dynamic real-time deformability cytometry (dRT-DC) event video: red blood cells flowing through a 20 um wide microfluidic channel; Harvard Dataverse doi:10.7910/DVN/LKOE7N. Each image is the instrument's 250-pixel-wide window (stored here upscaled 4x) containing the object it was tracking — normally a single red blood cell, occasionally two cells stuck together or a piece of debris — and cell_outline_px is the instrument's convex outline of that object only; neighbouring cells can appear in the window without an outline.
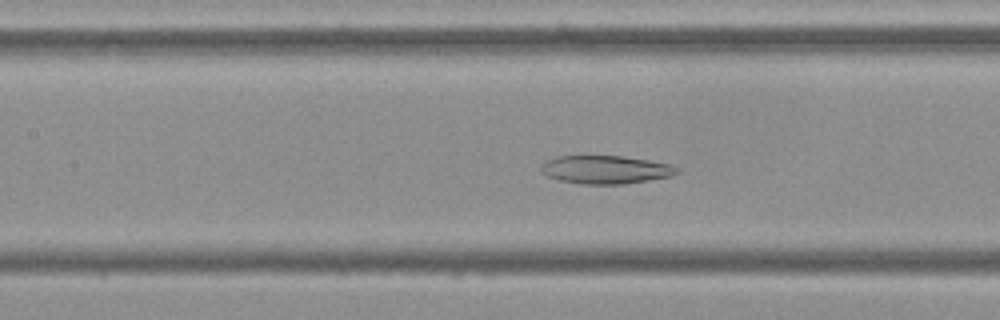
{"species": "Egyptian fruit bat (a non-hibernating species)", "species_latin": "Rousettus aegyptiacus", "temperature_condition": "cold", "stored_images_in_passage": 42, "camera_frame_rate_fps": 3000, "um_per_image_px": 0.085, "frame": {"image": 1, "passage_image": 12, "time_ms": 3.667, "image_size_px": [1000, 320], "cell_outline_px": [[680, 172], [672, 176], [624, 184], [580, 184], [560, 180], [548, 176], [540, 168], [540, 164], [544, 160], [556, 156], [624, 156], [672, 164], [680, 168]], "centroid_in_image_um": [51.5, 14.41], "position_along_channel_um": 155.9, "area_um2": 22.54}}
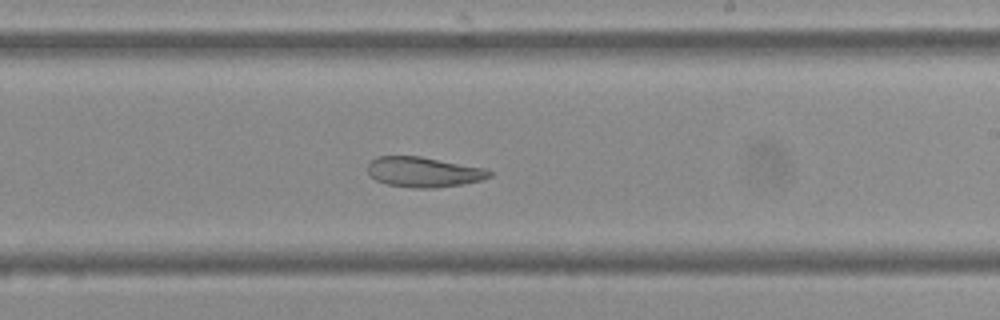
{"frame": {"image": 2, "passage_image": 20, "time_ms": 6.333, "image_size_px": [1000, 320], "cell_outline_px": [[492, 176], [480, 180], [460, 184], [432, 188], [416, 188], [384, 184], [376, 180], [368, 172], [368, 164], [376, 156], [420, 156], [484, 168], [492, 172]], "centroid_in_image_um": [35.98, 14.62], "position_along_channel_um": 253.0, "area_um2": 21.21}}
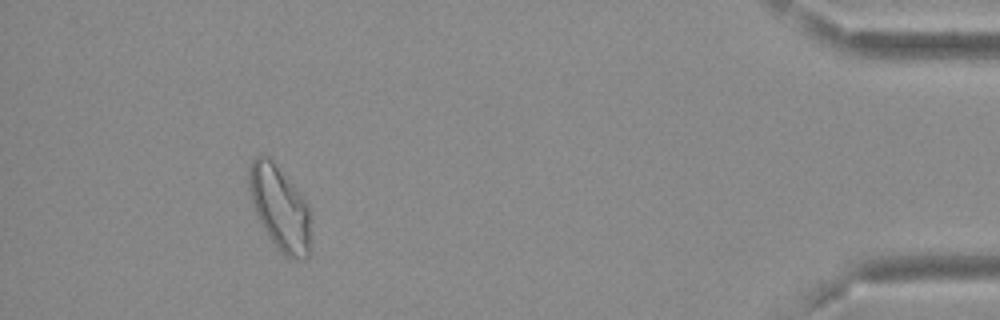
{"frame": {"image": 3, "passage_image": 38, "time_ms": 12.333, "image_size_px": [1000, 320], "cell_outline_px": [[312, 252], [308, 256], [296, 260], [292, 260], [284, 256], [276, 248], [268, 236], [252, 204], [248, 188], [248, 168], [252, 160], [256, 156], [268, 156], [272, 160], [296, 188], [312, 212]], "centroid_in_image_um": [23.84, 17.75], "position_along_channel_um": 411.4, "area_um2": 31.1}, "authors_computed_cell_mechanics": {"area_um2": 24.4783, "velocity_mm_per_s": 3.6483, "shape_relaxation_time_tau1_ms": null, "shape_relaxation_time_tau2_ms": 5.3655, "deformation_change_tau1": null, "deformation_change_tau2": 0.1181}}